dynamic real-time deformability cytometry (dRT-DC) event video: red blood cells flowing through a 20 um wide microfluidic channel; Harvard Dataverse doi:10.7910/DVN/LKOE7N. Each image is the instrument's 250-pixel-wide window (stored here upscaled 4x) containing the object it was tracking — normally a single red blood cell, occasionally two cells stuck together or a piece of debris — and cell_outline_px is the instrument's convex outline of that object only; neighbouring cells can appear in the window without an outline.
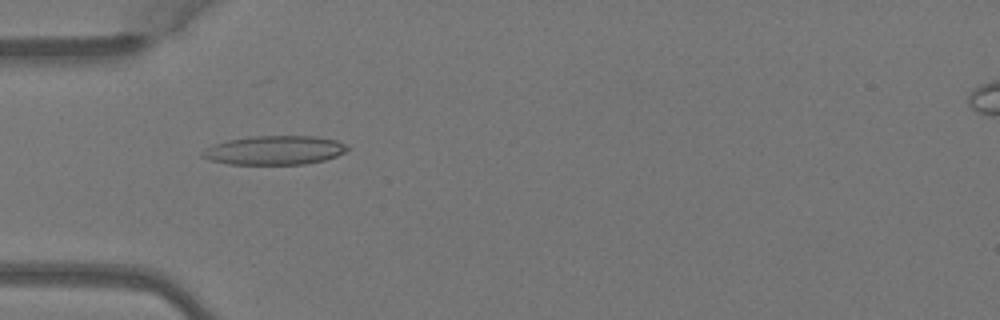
{"species": "Egyptian fruit bat (a non-hibernating species)", "species_latin": "Rousettus aegyptiacus", "temperature_condition": "warm", "stored_images_in_passage": 3, "camera_frame_rate_fps": 3000, "um_per_image_px": 0.085, "animal": {"sex": "female"}, "frame": {"image": 1, "passage_image": 1, "time_ms": 0.0, "image_size_px": [1000, 320], "cell_outline_px": [[352, 148], [336, 156], [324, 160], [304, 164], [228, 164], [212, 160], [200, 156], [200, 152], [216, 144], [228, 140], [252, 136], [316, 136], [336, 140]], "centroid_in_image_um": [23.36, 12.77], "position_along_channel_um": 61.6, "area_um2": 24.33}}
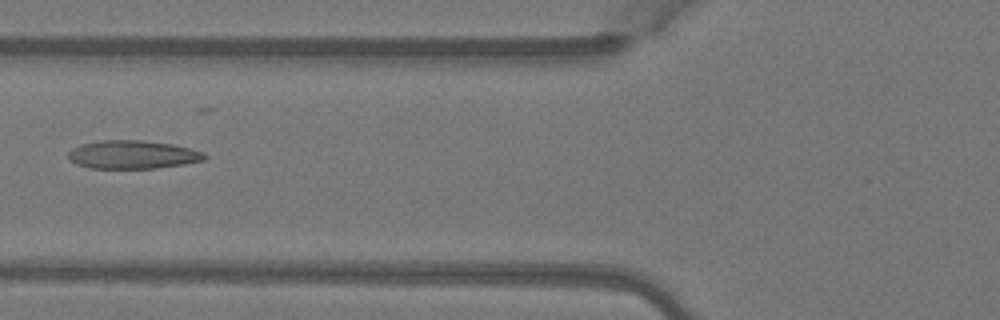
{"frame": {"image": 2, "passage_image": 2, "time_ms": 0.333, "image_size_px": [1000, 320], "cell_outline_px": [[208, 156], [204, 160], [184, 164], [156, 168], [88, 168], [76, 164], [68, 160], [68, 152], [72, 148], [80, 144], [100, 140], [140, 140], [172, 144], [204, 152]], "centroid_in_image_um": [11.24, 13.14], "position_along_channel_um": 114.6, "area_um2": 22.6}}
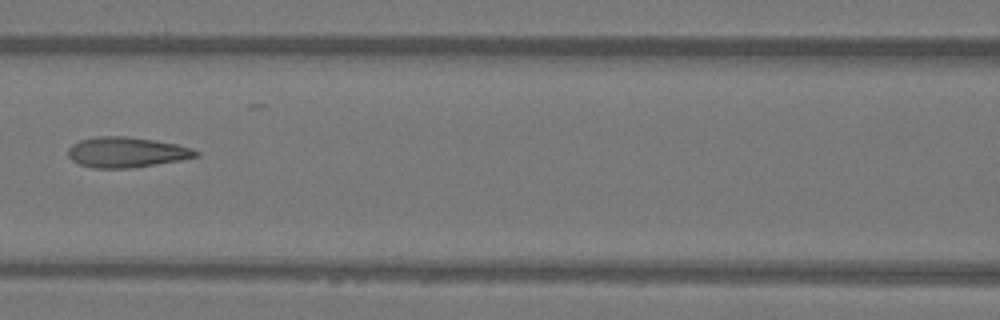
{"frame": {"image": 3, "passage_image": 3, "time_ms": 0.667, "image_size_px": [1000, 320], "cell_outline_px": [[200, 156], [180, 160], [128, 168], [92, 168], [80, 164], [72, 160], [68, 156], [68, 148], [72, 144], [80, 140], [96, 136], [128, 136], [176, 144], [192, 148], [200, 152]], "centroid_in_image_um": [10.74, 12.93], "position_along_channel_um": 155.9, "area_um2": 22.54}}